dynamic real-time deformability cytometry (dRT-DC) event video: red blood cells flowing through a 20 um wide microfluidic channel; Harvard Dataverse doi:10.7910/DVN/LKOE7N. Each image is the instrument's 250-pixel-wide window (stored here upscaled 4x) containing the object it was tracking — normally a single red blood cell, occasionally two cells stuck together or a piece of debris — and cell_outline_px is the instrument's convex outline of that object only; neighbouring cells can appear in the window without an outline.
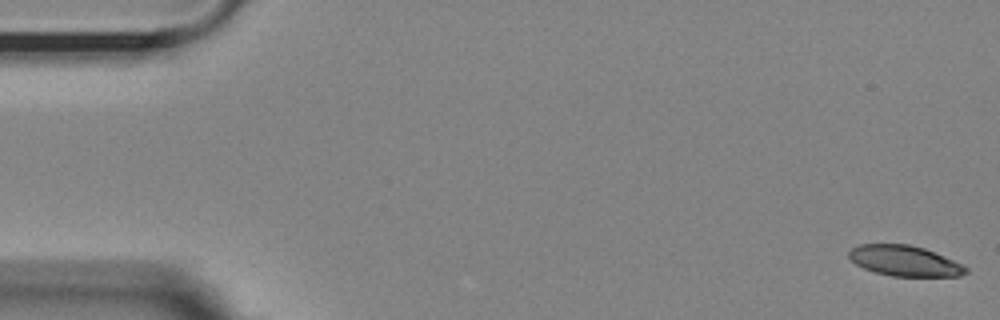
{"species": "Egyptian fruit bat (a non-hibernating species)", "species_latin": "Rousettus aegyptiacus", "temperature_condition": "room temperature", "stored_images_in_passage": 56, "camera_frame_rate_fps": 3000, "um_per_image_px": 0.085, "animal": {"sex": "female"}, "frame": {"image": 1, "passage_image": 1, "time_ms": 0.0, "image_size_px": [1000, 320], "cell_outline_px": [[968, 272], [960, 276], [892, 276], [876, 272], [864, 268], [856, 264], [848, 256], [848, 252], [852, 248], [860, 244], [908, 244], [924, 248], [952, 260], [968, 268]], "centroid_in_image_um": [76.87, 22.17], "position_along_channel_um": 8.1, "area_um2": 20.52}}
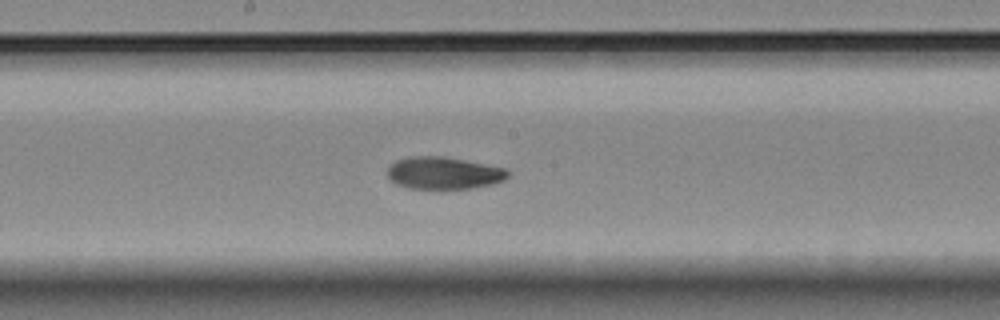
{"frame": {"image": 2, "passage_image": 29, "time_ms": 9.333, "image_size_px": [1000, 320], "cell_outline_px": [[508, 176], [504, 180], [492, 184], [472, 188], [408, 188], [396, 184], [388, 176], [388, 168], [396, 160], [408, 156], [444, 156], [504, 168], [508, 172]], "centroid_in_image_um": [37.69, 14.7], "position_along_channel_um": 210.5, "area_um2": 22.37}}
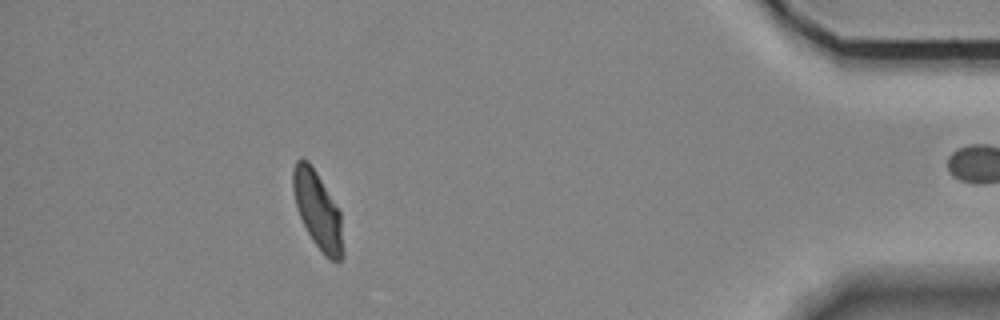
{"frame": {"image": 3, "passage_image": 50, "time_ms": 16.333, "image_size_px": [1000, 320], "cell_outline_px": [[344, 256], [340, 260], [328, 260], [324, 256], [312, 240], [296, 208], [292, 188], [292, 168], [296, 160], [300, 156], [308, 160], [316, 172], [340, 212], [344, 252]], "centroid_in_image_um": [26.98, 17.87], "position_along_channel_um": 408.2, "area_um2": 22.54}, "authors_computed_cell_mechanics": {"area_um2": 22.7443, "velocity_mm_per_s": 3.5837, "shape_relaxation_time_tau1_ms": 3.377, "shape_relaxation_time_tau2_ms": 3.4025, "deformation_change_tau1": 0.129, "deformation_change_tau2": 0.074}}